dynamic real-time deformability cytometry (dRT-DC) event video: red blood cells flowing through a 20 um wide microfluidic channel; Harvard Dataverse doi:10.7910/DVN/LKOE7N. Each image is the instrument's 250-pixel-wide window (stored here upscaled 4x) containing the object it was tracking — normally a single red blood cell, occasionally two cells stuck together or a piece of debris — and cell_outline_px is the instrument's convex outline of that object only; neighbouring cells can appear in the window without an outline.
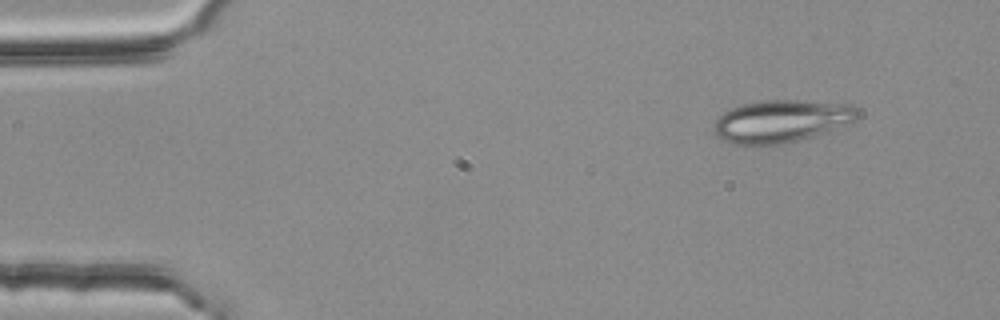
{"species": "common noctule bat (a hibernating species)", "species_latin": "Nyctalus noctula", "temperature_condition": "room temperature", "stored_images_in_passage": 2, "camera_frame_rate_fps": 3000, "um_per_image_px": 0.085, "animal": {"sex": "female", "body_mass_g": 25.1}, "frame": {"image": 1, "passage_image": 1, "time_ms": 0.0, "image_size_px": [1000, 320], "cell_outline_px": [[860, 112], [856, 120], [796, 140], [780, 144], [736, 144], [720, 140], [716, 136], [712, 128], [712, 124], [724, 112], [732, 108], [744, 104], [764, 100], [796, 100], [852, 104]], "centroid_in_image_um": [66.35, 10.28], "position_along_channel_um": 18.6, "area_um2": 34.97}}